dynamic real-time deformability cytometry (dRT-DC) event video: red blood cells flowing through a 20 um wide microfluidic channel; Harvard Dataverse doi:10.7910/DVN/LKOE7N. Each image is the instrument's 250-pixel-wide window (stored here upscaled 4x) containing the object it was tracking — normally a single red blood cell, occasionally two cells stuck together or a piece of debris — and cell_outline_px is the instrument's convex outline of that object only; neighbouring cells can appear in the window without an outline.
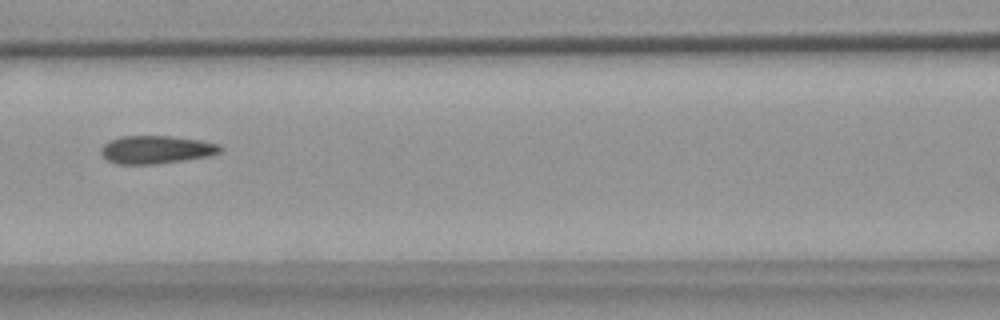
{"species": "common noctule bat (a hibernating species)", "species_latin": "Nyctalus noctula", "temperature_condition": "warm", "stored_images_in_passage": 8, "camera_frame_rate_fps": 3000, "um_per_image_px": 0.085, "animal": {"sex": "female", "body_mass_g": 18.4}, "frame": {"image": 1, "passage_image": 6, "time_ms": 6.667, "image_size_px": [1000, 320], "cell_outline_px": [[224, 148], [220, 152], [208, 156], [184, 160], [152, 164], [116, 164], [108, 160], [100, 152], [100, 148], [108, 140], [120, 136], [172, 136], [200, 140], [220, 144]], "centroid_in_image_um": [13.27, 12.71], "position_along_channel_um": 153.3, "area_um2": 19.54}}
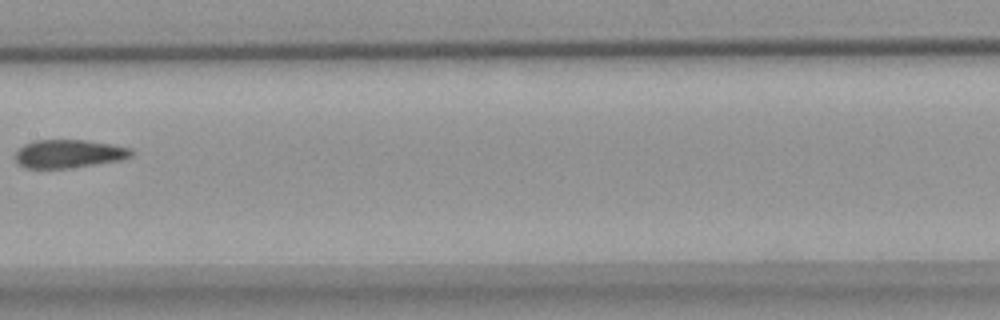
{"frame": {"image": 2, "passage_image": 7, "time_ms": 8.0, "image_size_px": [1000, 320], "cell_outline_px": [[136, 152], [132, 156], [124, 160], [68, 168], [24, 168], [16, 164], [12, 156], [24, 144], [32, 140], [84, 140], [112, 144], [132, 148]], "centroid_in_image_um": [5.85, 13.07], "position_along_channel_um": 201.6, "area_um2": 19.59}}
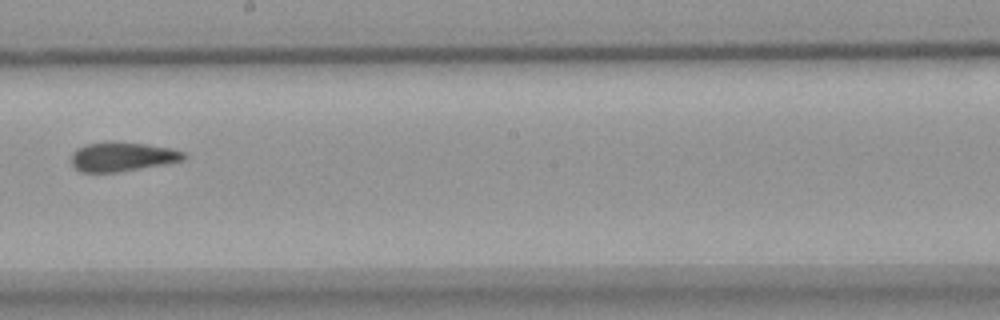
{"frame": {"image": 3, "passage_image": 8, "time_ms": 9.0, "image_size_px": [1000, 320], "cell_outline_px": [[188, 156], [184, 160], [168, 164], [116, 172], [80, 172], [72, 164], [72, 152], [76, 148], [84, 144], [108, 140], [116, 140], [172, 148], [184, 152]], "centroid_in_image_um": [10.4, 13.29], "position_along_channel_um": 237.8, "area_um2": 19.65}}